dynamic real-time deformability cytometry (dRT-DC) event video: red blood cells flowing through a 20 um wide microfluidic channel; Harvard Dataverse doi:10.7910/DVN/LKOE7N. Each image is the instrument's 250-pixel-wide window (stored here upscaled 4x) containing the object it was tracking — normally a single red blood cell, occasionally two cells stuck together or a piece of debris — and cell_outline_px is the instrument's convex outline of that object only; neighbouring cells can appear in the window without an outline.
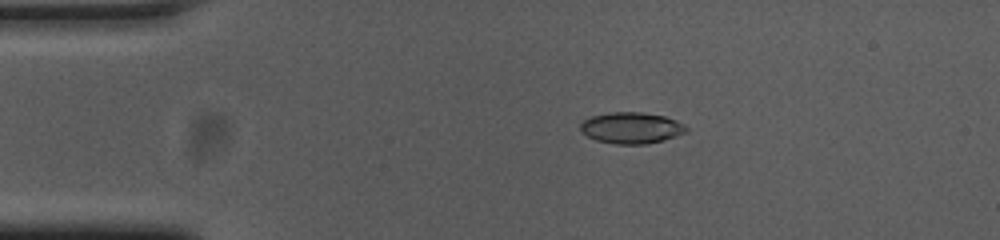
{"species": "common noctule bat (a hibernating species)", "species_latin": "Nyctalus noctula", "temperature_condition": "cold", "stored_images_in_passage": 46, "camera_frame_rate_fps": 3000, "um_per_image_px": 0.085, "animal": {"sex": "female", "body_mass_g": 23.0, "forearm_length_mm": 53.4}, "frame": {"image": 1, "passage_image": 2, "time_ms": 0.333, "image_size_px": [1000, 240], "cell_outline_px": [[688, 132], [664, 140], [644, 144], [616, 144], [596, 140], [580, 132], [580, 124], [584, 120], [592, 116], [612, 112], [644, 112], [664, 116], [684, 124], [688, 128]], "centroid_in_image_um": [53.67, 10.87], "position_along_channel_um": 31.3, "area_um2": 19.31}}
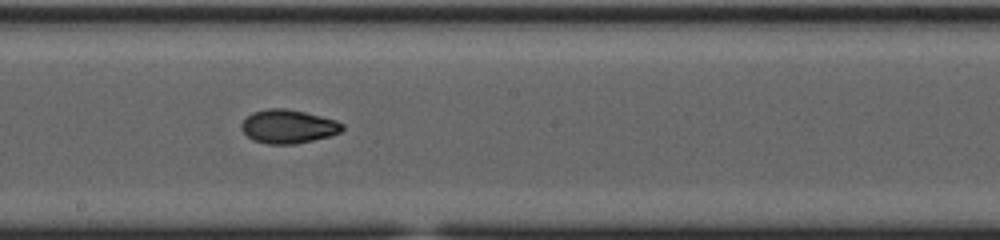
{"frame": {"image": 2, "passage_image": 21, "time_ms": 6.667, "image_size_px": [1000, 240], "cell_outline_px": [[344, 128], [340, 132], [332, 136], [296, 144], [268, 144], [252, 140], [240, 128], [240, 124], [252, 112], [268, 108], [284, 108], [304, 112], [336, 120], [344, 124]], "centroid_in_image_um": [24.5, 10.76], "position_along_channel_um": 223.7, "area_um2": 19.88}}
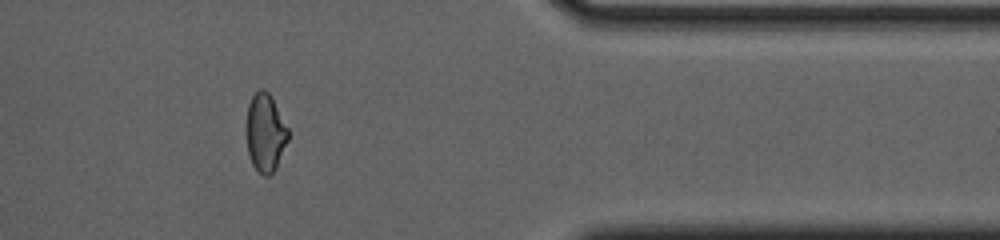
{"frame": {"image": 3, "passage_image": 36, "time_ms": 11.667, "image_size_px": [1000, 240], "cell_outline_px": [[288, 140], [276, 168], [268, 176], [264, 176], [252, 164], [248, 152], [244, 124], [248, 104], [252, 96], [260, 88], [264, 88], [272, 96], [288, 128]], "centroid_in_image_um": [22.52, 11.24], "position_along_channel_um": 388.9, "area_um2": 19.36}, "authors_computed_cell_mechanics": {"area_um2": 19.5075, "velocity_mm_per_s": 3.7567, "shape_relaxation_time_tau1_ms": 10.7509, "shape_relaxation_time_tau2_ms": 2.8359, "deformation_change_tau1": 0.2559, "deformation_change_tau2": 0.0625}}